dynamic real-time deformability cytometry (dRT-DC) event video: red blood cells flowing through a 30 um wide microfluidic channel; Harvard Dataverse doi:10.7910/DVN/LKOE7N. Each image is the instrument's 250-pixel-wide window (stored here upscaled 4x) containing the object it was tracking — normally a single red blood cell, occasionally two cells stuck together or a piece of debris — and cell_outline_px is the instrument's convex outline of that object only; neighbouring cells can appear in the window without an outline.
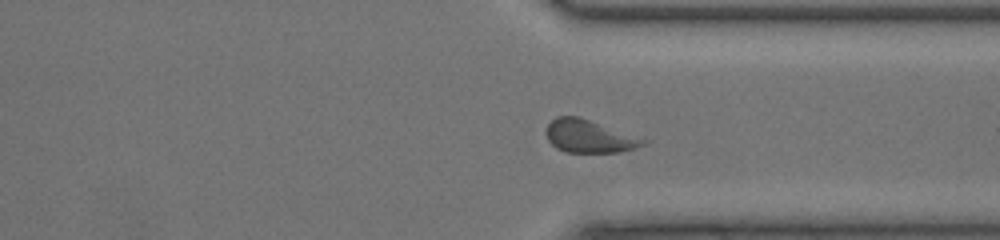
{"species": "common noctule bat (a hibernating species)", "species_latin": "Nyctalus noctula", "temperature_condition": "room temperature", "stored_images_in_passage": 46, "camera_frame_rate_fps": 3000, "um_per_image_px": 0.085, "animal": {"sex": "female", "body_mass_g": 20.0, "forearm_length_mm": 54.0}, "frame": {"image": 1, "passage_image": 33, "time_ms": 10.667, "image_size_px": [1000, 240], "cell_outline_px": [[648, 140], [644, 144], [636, 148], [620, 152], [568, 152], [556, 148], [548, 140], [544, 132], [548, 124], [556, 116], [580, 116]], "centroid_in_image_um": [50.05, 11.57], "position_along_channel_um": 361.3, "area_um2": 18.61}}
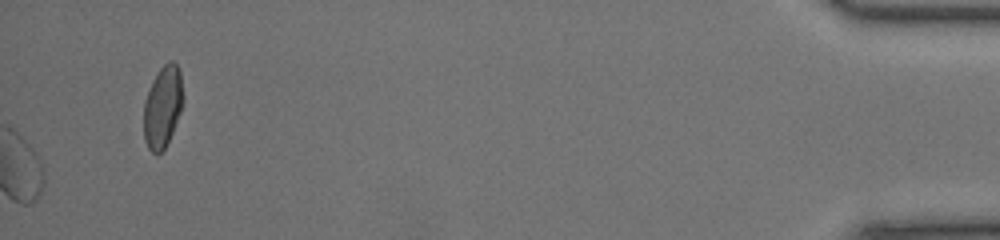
{"frame": {"image": 2, "passage_image": 46, "time_ms": 15.0, "image_size_px": [1000, 240], "cell_outline_px": [[184, 100], [180, 112], [172, 132], [164, 148], [160, 152], [152, 152], [148, 148], [144, 140], [144, 100], [152, 80], [156, 72], [168, 60], [172, 60], [176, 64], [180, 72]], "centroid_in_image_um": [13.82, 9.02], "position_along_channel_um": 421.4, "area_um2": 18.73}, "authors_computed_cell_mechanics": {"area_um2": 18.7561, "velocity_mm_per_s": 4.2751, "shape_relaxation_time_tau1_ms": 3.573, "shape_relaxation_time_tau2_ms": 1.3111, "deformation_change_tau1": 0.1042, "deformation_change_tau2": 0.0614}}